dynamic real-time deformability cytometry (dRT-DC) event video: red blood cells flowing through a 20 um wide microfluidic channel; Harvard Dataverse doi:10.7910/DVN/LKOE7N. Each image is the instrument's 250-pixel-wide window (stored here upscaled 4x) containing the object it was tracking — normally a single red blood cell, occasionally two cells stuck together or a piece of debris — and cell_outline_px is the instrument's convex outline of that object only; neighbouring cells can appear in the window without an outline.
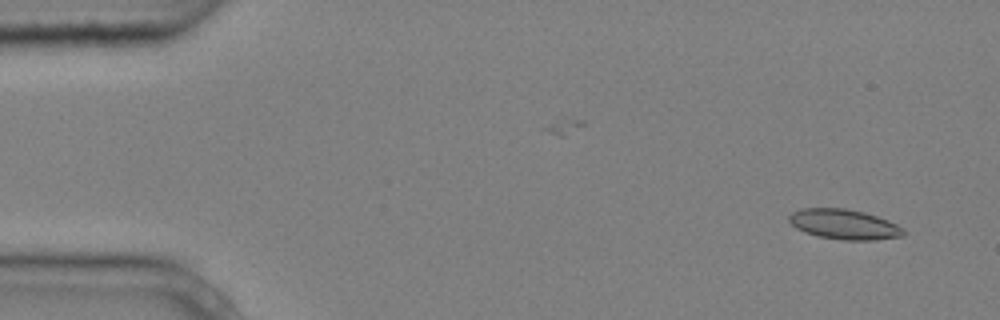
{"species": "common noctule bat (a hibernating species)", "species_latin": "Nyctalus noctula", "temperature_condition": "cold", "stored_images_in_passage": 2, "camera_frame_rate_fps": 3000, "um_per_image_px": 0.085, "animal": {"sex": "male", "body_mass_g": 20.4}, "frame": {"image": 1, "passage_image": 2, "time_ms": 0.333, "image_size_px": [1000, 320], "cell_outline_px": [[904, 236], [876, 240], [844, 240], [820, 236], [804, 232], [796, 228], [788, 220], [788, 216], [792, 212], [800, 208], [844, 208], [864, 212], [888, 220], [904, 228]], "centroid_in_image_um": [71.75, 19.06], "position_along_channel_um": 13.3, "area_um2": 20.06}}